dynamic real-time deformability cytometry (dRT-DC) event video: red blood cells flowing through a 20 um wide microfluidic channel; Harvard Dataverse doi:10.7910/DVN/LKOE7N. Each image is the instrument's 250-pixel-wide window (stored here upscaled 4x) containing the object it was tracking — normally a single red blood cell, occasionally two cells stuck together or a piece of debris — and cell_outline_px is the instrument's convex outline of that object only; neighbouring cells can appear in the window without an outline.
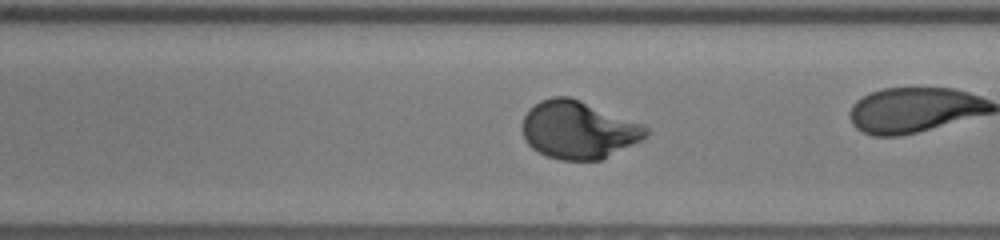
{"species": "human", "species_latin": "Homo sapiens", "temperature_condition": "room temperature", "stored_images_in_passage": 38, "camera_frame_rate_fps": 3000, "um_per_image_px": 0.085, "donor": {"sex": "female"}, "frame": {"image": 1, "passage_image": 27, "time_ms": 8.667, "image_size_px": [1000, 240], "cell_outline_px": [[648, 136], [600, 160], [560, 160], [548, 156], [532, 148], [524, 140], [524, 116], [528, 108], [540, 100], [552, 96], [568, 96], [580, 100], [644, 124], [648, 128]], "centroid_in_image_um": [49.16, 11.02], "position_along_channel_um": 239.8, "area_um2": 41.38}}